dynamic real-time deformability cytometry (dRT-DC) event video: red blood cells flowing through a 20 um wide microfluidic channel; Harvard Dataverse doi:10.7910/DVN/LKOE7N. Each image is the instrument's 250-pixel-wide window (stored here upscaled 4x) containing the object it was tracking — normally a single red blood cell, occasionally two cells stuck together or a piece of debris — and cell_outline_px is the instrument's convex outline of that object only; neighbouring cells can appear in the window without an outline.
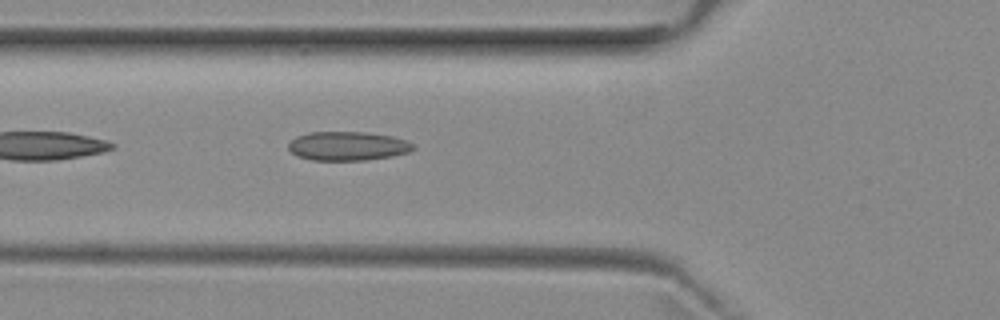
{"species": "common noctule bat (a hibernating species)", "species_latin": "Nyctalus noctula", "temperature_condition": "room temperature", "stored_images_in_passage": 37, "camera_frame_rate_fps": 3000, "um_per_image_px": 0.085, "animal": {"sex": "female", "body_mass_g": 29.2, "forearm_length_mm": 56.3}, "frame": {"image": 1, "passage_image": 4, "time_ms": 1.0, "image_size_px": [1000, 320], "cell_outline_px": [[416, 148], [412, 152], [392, 156], [368, 160], [312, 160], [296, 156], [288, 148], [288, 144], [296, 136], [308, 132], [364, 132], [392, 136], [404, 140], [412, 144]], "centroid_in_image_um": [29.55, 12.42], "position_along_channel_um": 96.2, "area_um2": 21.15}}
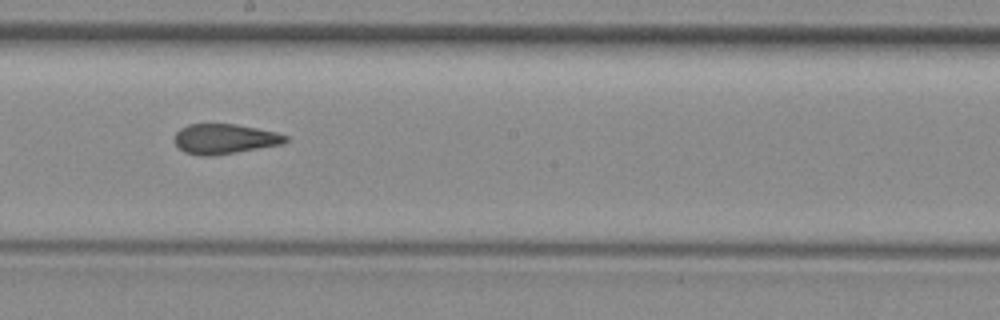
{"frame": {"image": 2, "passage_image": 14, "time_ms": 4.333, "image_size_px": [1000, 320], "cell_outline_px": [[288, 140], [280, 144], [236, 152], [212, 156], [200, 156], [184, 152], [176, 144], [176, 132], [180, 128], [188, 124], [236, 124], [276, 132], [288, 136]], "centroid_in_image_um": [19.07, 11.8], "position_along_channel_um": 229.1, "area_um2": 19.19}}
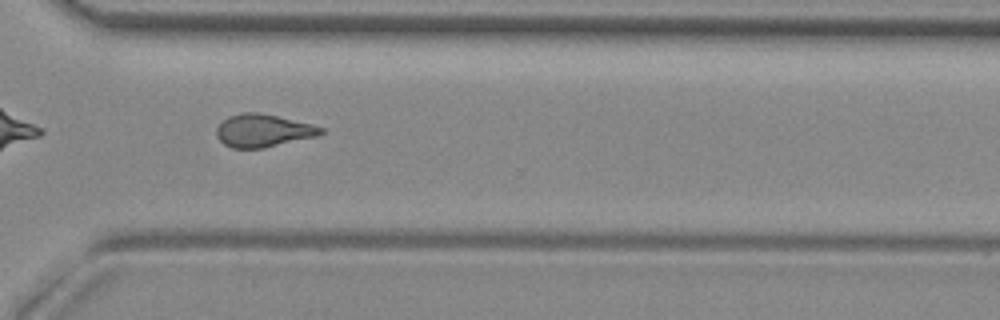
{"frame": {"image": 3, "passage_image": 23, "time_ms": 7.333, "image_size_px": [1000, 320], "cell_outline_px": [[324, 132], [316, 136], [264, 148], [232, 148], [224, 144], [216, 136], [216, 128], [228, 116], [240, 112], [256, 112], [276, 116], [312, 124], [324, 128]], "centroid_in_image_um": [22.34, 11.1], "position_along_channel_um": 348.3, "area_um2": 19.83}, "authors_computed_cell_mechanics": {"area_um2": 19.7098, "velocity_mm_per_s": 3.9747, "shape_relaxation_time_tau1_ms": null, "shape_relaxation_time_tau2_ms": 1.9637, "deformation_change_tau1": null, "deformation_change_tau2": 0.0899}}